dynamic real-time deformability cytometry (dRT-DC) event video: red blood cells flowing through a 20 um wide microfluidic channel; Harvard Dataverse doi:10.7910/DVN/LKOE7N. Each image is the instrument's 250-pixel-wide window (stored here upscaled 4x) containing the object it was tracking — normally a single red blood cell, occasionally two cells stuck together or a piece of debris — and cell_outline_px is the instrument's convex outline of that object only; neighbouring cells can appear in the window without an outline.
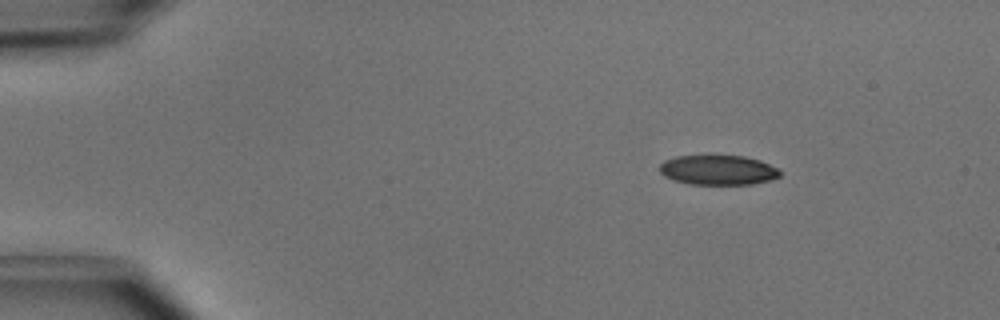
{"species": "common noctule bat (a hibernating species)", "species_latin": "Nyctalus noctula", "temperature_condition": "cold", "stored_images_in_passage": 44, "camera_frame_rate_fps": 3000, "um_per_image_px": 0.085, "animal": {"sex": "male", "body_mass_g": 15.6}, "frame": {"image": 1, "passage_image": 1, "time_ms": 0.0, "image_size_px": [1000, 320], "cell_outline_px": [[780, 176], [768, 180], [752, 184], [692, 184], [672, 180], [664, 176], [660, 172], [660, 164], [664, 160], [676, 156], [712, 152], [744, 156], [760, 160], [776, 168], [780, 172]], "centroid_in_image_um": [60.97, 14.39], "position_along_channel_um": 24.0, "area_um2": 21.68}}
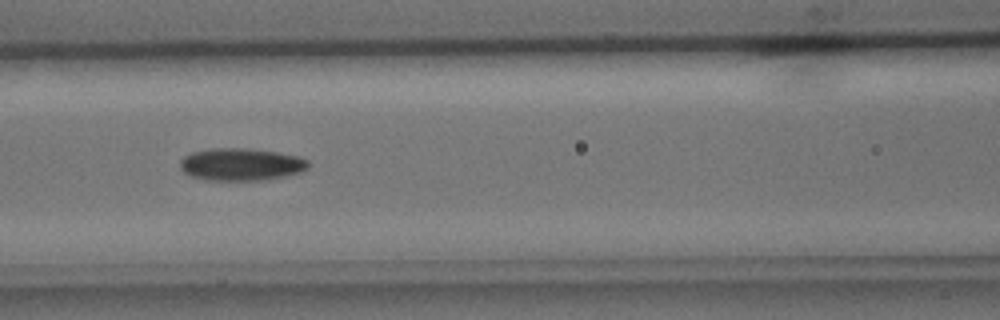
{"frame": {"image": 2, "passage_image": 16, "time_ms": 5.0, "image_size_px": [1000, 320], "cell_outline_px": [[308, 168], [300, 172], [268, 180], [204, 180], [188, 176], [180, 168], [180, 160], [184, 156], [192, 152], [212, 148], [248, 148], [276, 152], [296, 156], [308, 160]], "centroid_in_image_um": [20.45, 13.98], "position_along_channel_um": 146.2, "area_um2": 24.33}}
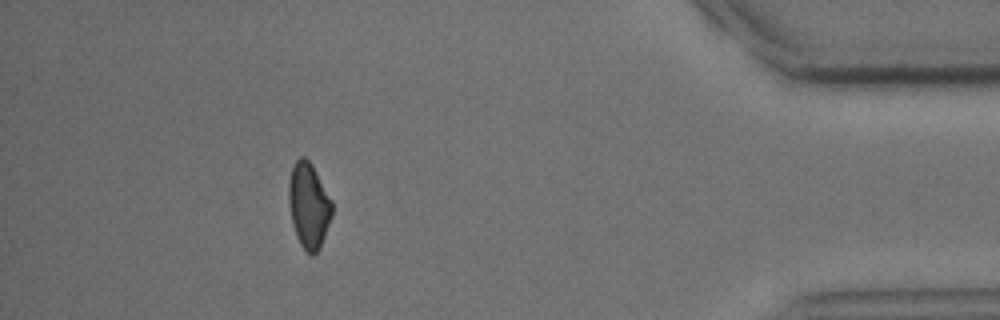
{"frame": {"image": 3, "passage_image": 39, "time_ms": 12.667, "image_size_px": [1000, 320], "cell_outline_px": [[332, 216], [320, 248], [312, 256], [300, 244], [296, 236], [292, 224], [288, 200], [288, 184], [292, 164], [300, 156], [304, 156], [312, 164], [332, 200]], "centroid_in_image_um": [26.23, 17.44], "position_along_channel_um": 409.0, "area_um2": 21.73}, "authors_computed_cell_mechanics": {"area_um2": 22.8021, "velocity_mm_per_s": 4.0413, "shape_relaxation_time_tau1_ms": 4.302, "shape_relaxation_time_tau2_ms": null, "deformation_change_tau1": 0.1115, "deformation_change_tau2": null}}